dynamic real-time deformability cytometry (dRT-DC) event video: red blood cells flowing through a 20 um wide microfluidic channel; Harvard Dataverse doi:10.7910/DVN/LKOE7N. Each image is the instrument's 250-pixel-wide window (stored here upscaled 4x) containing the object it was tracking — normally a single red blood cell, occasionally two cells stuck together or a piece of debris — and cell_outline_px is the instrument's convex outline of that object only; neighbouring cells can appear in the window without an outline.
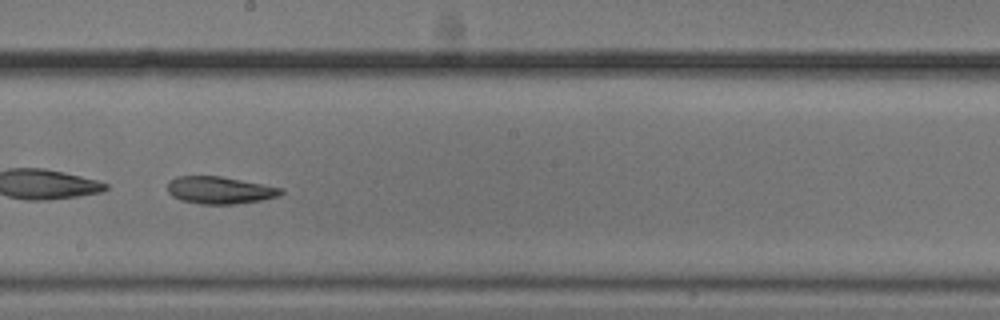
{"species": "common noctule bat (a hibernating species)", "species_latin": "Nyctalus noctula", "temperature_condition": "cold", "stored_images_in_passage": 52, "camera_frame_rate_fps": 3000, "um_per_image_px": 0.085, "animal": {"sex": "male", "body_mass_g": 20.5, "forearm_length_mm": 52.5}, "frame": {"image": 1, "passage_image": 30, "time_ms": 9.667, "image_size_px": [1000, 320], "cell_outline_px": [[284, 192], [276, 196], [260, 200], [236, 204], [200, 204], [180, 200], [172, 196], [168, 192], [168, 184], [176, 176], [220, 176], [284, 188]], "centroid_in_image_um": [18.67, 16.17], "position_along_channel_um": 229.5, "area_um2": 17.92}}
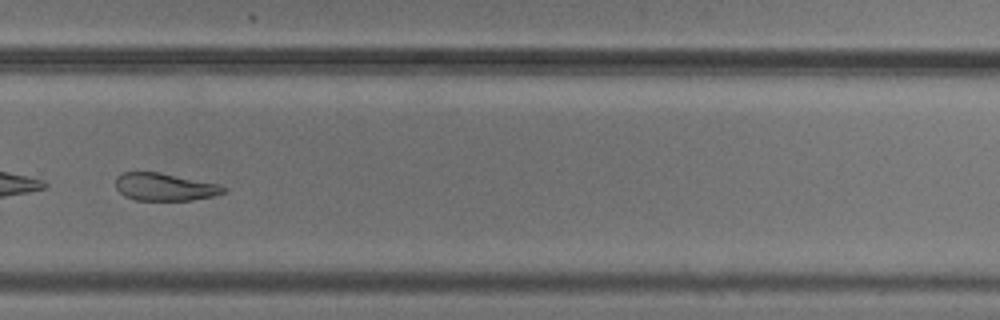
{"frame": {"image": 2, "passage_image": 37, "time_ms": 12.0, "image_size_px": [1000, 320], "cell_outline_px": [[228, 188], [224, 192], [212, 196], [192, 200], [136, 200], [124, 196], [116, 188], [116, 176], [124, 172], [160, 172], [220, 184]], "centroid_in_image_um": [14.0, 15.88], "position_along_channel_um": 315.8, "area_um2": 17.4}, "authors_computed_cell_mechanics": {"area_um2": 20.8369, "velocity_mm_per_s": 3.722, "shape_relaxation_time_tau1_ms": 8.6715, "shape_relaxation_time_tau2_ms": null, "deformation_change_tau1": 0.1707, "deformation_change_tau2": null}}